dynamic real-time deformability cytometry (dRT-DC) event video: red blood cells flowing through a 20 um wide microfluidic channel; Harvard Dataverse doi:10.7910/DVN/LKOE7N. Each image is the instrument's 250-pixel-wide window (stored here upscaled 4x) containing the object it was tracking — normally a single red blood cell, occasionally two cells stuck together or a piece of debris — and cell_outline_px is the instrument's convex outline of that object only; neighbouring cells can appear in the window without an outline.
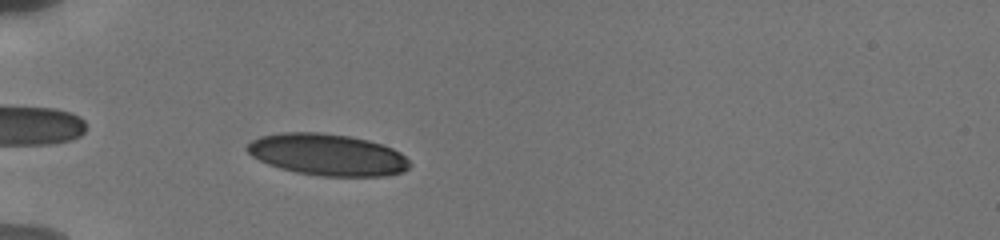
{"species": "human", "species_latin": "Homo sapiens", "temperature_condition": "cold", "stored_images_in_passage": 18, "camera_frame_rate_fps": 3000, "um_per_image_px": 0.085, "donor": {"sex": "male"}, "frame": {"image": 1, "passage_image": 4, "time_ms": 1.0, "image_size_px": [1000, 240], "cell_outline_px": [[412, 164], [404, 172], [384, 176], [324, 176], [296, 172], [280, 168], [268, 164], [252, 156], [244, 148], [252, 140], [260, 136], [280, 132], [320, 132], [348, 136], [368, 140], [392, 148], [400, 152]], "centroid_in_image_um": [27.82, 13.14], "position_along_channel_um": 57.2, "area_um2": 39.48}}
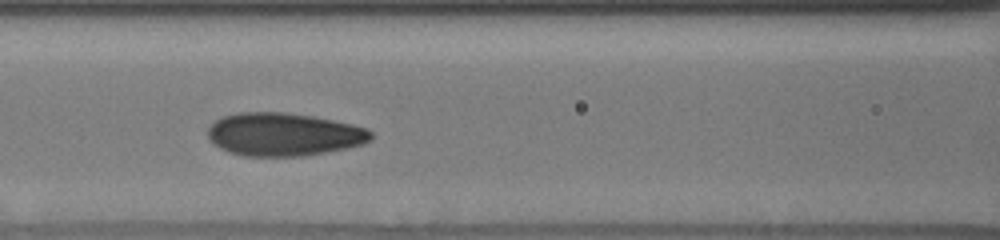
{"frame": {"image": 2, "passage_image": 11, "time_ms": 3.667, "image_size_px": [1000, 240], "cell_outline_px": [[372, 140], [364, 144], [348, 148], [300, 156], [244, 156], [228, 152], [220, 148], [208, 136], [208, 128], [220, 116], [236, 112], [284, 112], [312, 116], [352, 124], [368, 128], [372, 132]], "centroid_in_image_um": [24.13, 11.41], "position_along_channel_um": 142.5, "area_um2": 41.04}}
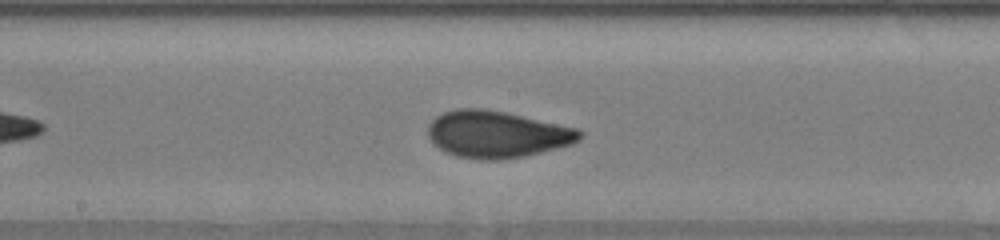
{"frame": {"image": 3, "passage_image": 16, "time_ms": 5.333, "image_size_px": [1000, 240], "cell_outline_px": [[584, 136], [580, 140], [572, 144], [524, 156], [500, 160], [480, 160], [456, 156], [444, 152], [432, 144], [428, 136], [428, 124], [436, 116], [444, 112], [456, 108], [484, 108], [504, 112], [580, 128], [584, 132]], "centroid_in_image_um": [42.24, 11.41], "position_along_channel_um": 206.0, "area_um2": 41.91}}